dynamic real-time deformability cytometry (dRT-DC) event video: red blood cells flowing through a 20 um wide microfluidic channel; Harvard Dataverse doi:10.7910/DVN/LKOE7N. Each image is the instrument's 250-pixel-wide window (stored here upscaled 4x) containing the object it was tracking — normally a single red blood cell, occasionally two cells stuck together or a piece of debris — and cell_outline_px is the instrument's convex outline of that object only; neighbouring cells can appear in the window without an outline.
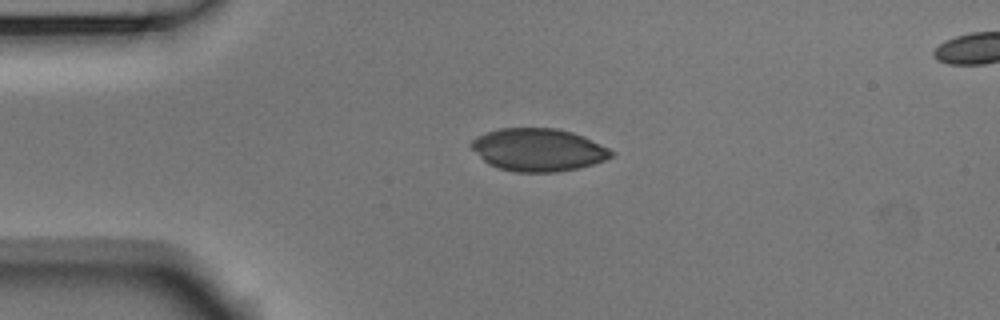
{"species": "Egyptian fruit bat (a non-hibernating species)", "species_latin": "Rousettus aegyptiacus", "temperature_condition": "room temperature", "stored_images_in_passage": 42, "camera_frame_rate_fps": 3000, "um_per_image_px": 0.085, "animal": {"sex": "male"}, "frame": {"image": 1, "passage_image": 1, "time_ms": 0.0, "image_size_px": [1000, 320], "cell_outline_px": [[616, 152], [612, 156], [604, 160], [592, 164], [576, 168], [556, 172], [516, 172], [500, 168], [488, 164], [472, 148], [472, 140], [476, 136], [500, 128], [556, 128], [572, 132], [584, 136]], "centroid_in_image_um": [45.76, 12.73], "position_along_channel_um": 39.2, "area_um2": 34.56}}
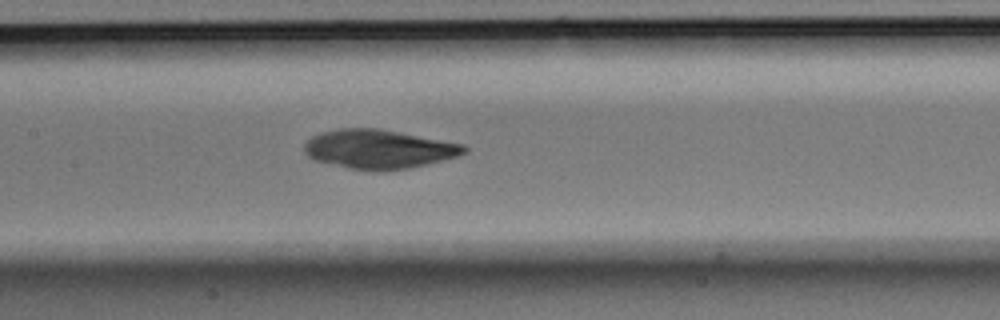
{"frame": {"image": 2, "passage_image": 14, "time_ms": 4.333, "image_size_px": [1000, 320], "cell_outline_px": [[468, 152], [456, 156], [408, 168], [384, 172], [348, 168], [316, 160], [308, 156], [304, 152], [304, 144], [312, 136], [320, 132], [340, 128], [380, 128], [464, 144], [468, 148]], "centroid_in_image_um": [32.18, 12.67], "position_along_channel_um": 175.2, "area_um2": 36.36}}
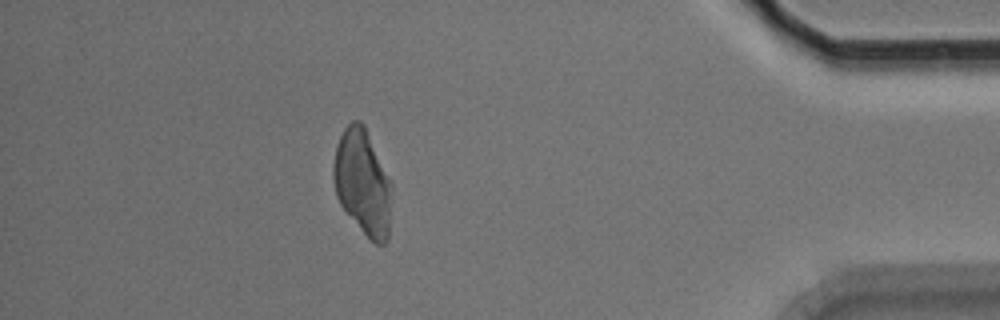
{"frame": {"image": 3, "passage_image": 36, "time_ms": 11.667, "image_size_px": [1000, 320], "cell_outline_px": [[392, 188], [388, 240], [384, 244], [376, 244], [360, 228], [340, 204], [336, 196], [332, 176], [332, 168], [336, 144], [344, 128], [352, 120], [360, 120], [364, 124], [392, 184]], "centroid_in_image_um": [30.81, 15.47], "position_along_channel_um": 404.4, "area_um2": 35.78}}